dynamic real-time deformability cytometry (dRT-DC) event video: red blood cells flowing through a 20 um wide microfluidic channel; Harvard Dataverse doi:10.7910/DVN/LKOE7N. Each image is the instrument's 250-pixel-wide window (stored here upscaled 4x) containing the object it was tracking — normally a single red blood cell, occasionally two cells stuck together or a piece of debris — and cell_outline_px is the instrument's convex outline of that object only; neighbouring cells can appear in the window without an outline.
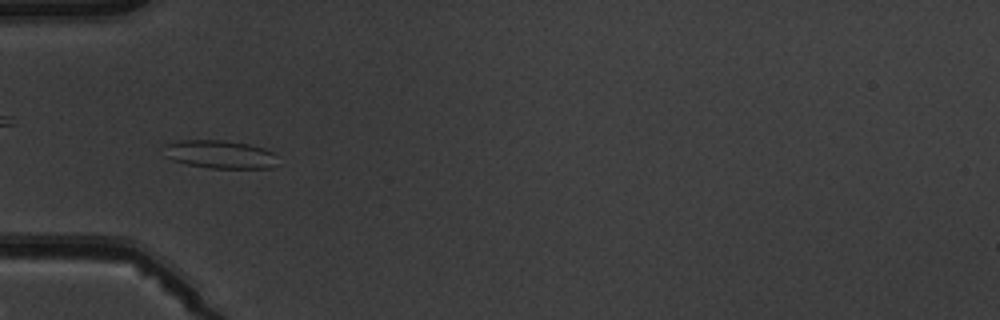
{"species": "common noctule bat (a hibernating species)", "species_latin": "Nyctalus noctula", "temperature_condition": "warm", "stored_images_in_passage": 9, "camera_frame_rate_fps": 3000, "um_per_image_px": 0.085, "animal": {"sex": "male", "body_mass_g": 19.5, "forearm_length_mm": 54.6}, "frame": {"image": 1, "passage_image": 4, "time_ms": 4.667, "image_size_px": [1000, 320], "cell_outline_px": [[272, 164], [268, 168], [208, 168], [188, 164], [172, 160], [164, 156], [164, 144], [180, 140], [224, 140], [248, 144], [264, 148], [272, 152]], "centroid_in_image_um": [18.56, 13.1], "position_along_channel_um": 66.4, "area_um2": 18.38}}
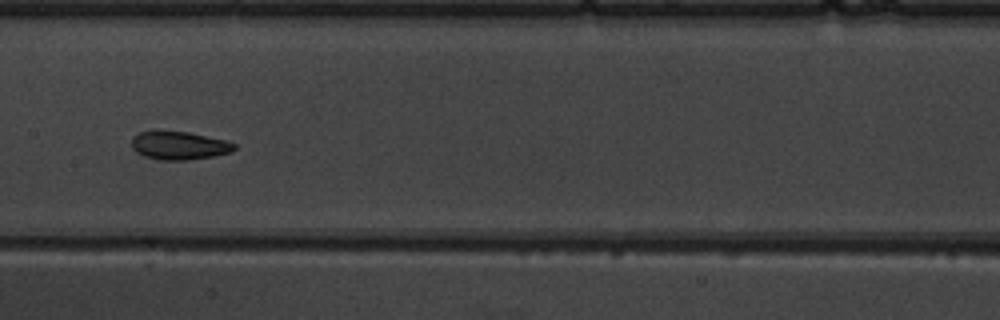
{"frame": {"image": 2, "passage_image": 7, "time_ms": 8.0, "image_size_px": [1000, 320], "cell_outline_px": [[236, 148], [232, 152], [212, 156], [188, 160], [160, 160], [144, 156], [136, 152], [132, 148], [132, 136], [140, 132], [188, 132], [224, 140], [236, 144]], "centroid_in_image_um": [15.23, 12.39], "position_along_channel_um": 192.2, "area_um2": 16.65}}
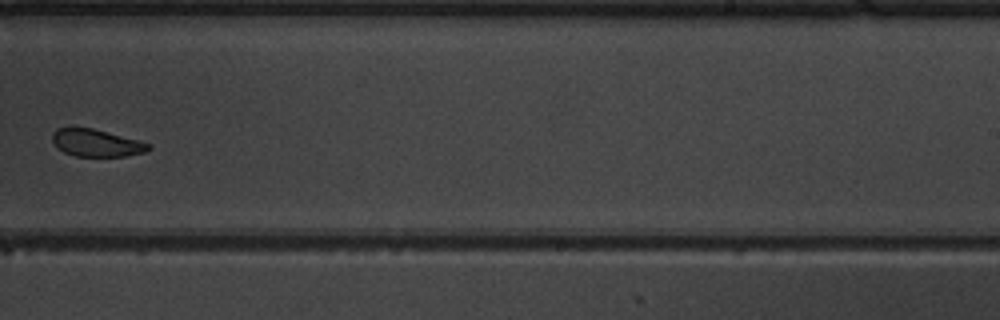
{"frame": {"image": 3, "passage_image": 9, "time_ms": 10.333, "image_size_px": [1000, 320], "cell_outline_px": [[152, 148], [144, 152], [124, 156], [76, 156], [64, 152], [56, 148], [52, 140], [52, 132], [56, 128], [92, 128], [140, 140], [152, 144]], "centroid_in_image_um": [8.2, 12.15], "position_along_channel_um": 280.8, "area_um2": 15.37}}